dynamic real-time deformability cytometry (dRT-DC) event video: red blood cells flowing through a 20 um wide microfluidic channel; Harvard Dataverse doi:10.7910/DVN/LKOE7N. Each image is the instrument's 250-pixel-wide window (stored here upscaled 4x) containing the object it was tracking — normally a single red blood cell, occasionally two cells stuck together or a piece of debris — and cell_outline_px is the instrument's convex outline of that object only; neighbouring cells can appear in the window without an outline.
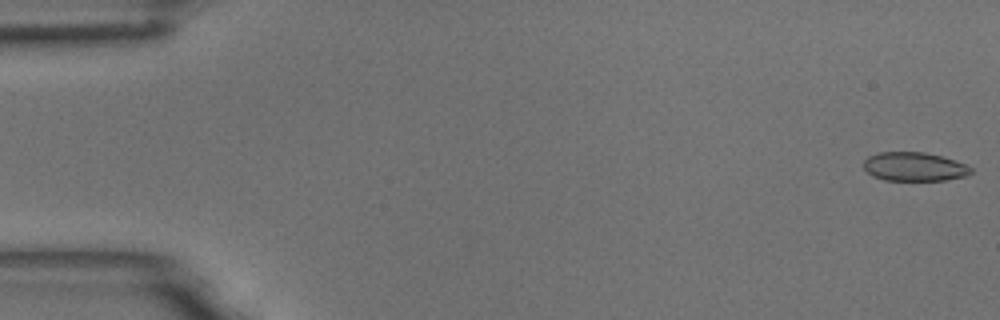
{"species": "common noctule bat (a hibernating species)", "species_latin": "Nyctalus noctula", "temperature_condition": "room temperature", "stored_images_in_passage": 57, "camera_frame_rate_fps": 3000, "um_per_image_px": 0.085, "animal": {"sex": "male", "body_mass_g": 18.8}, "frame": {"image": 1, "passage_image": 1, "time_ms": 0.0, "image_size_px": [1000, 320], "cell_outline_px": [[972, 172], [968, 176], [944, 180], [884, 180], [872, 176], [864, 168], [864, 160], [868, 156], [880, 152], [924, 152], [940, 156], [964, 164], [972, 168]], "centroid_in_image_um": [77.7, 14.17], "position_along_channel_um": 7.3, "area_um2": 17.92}}
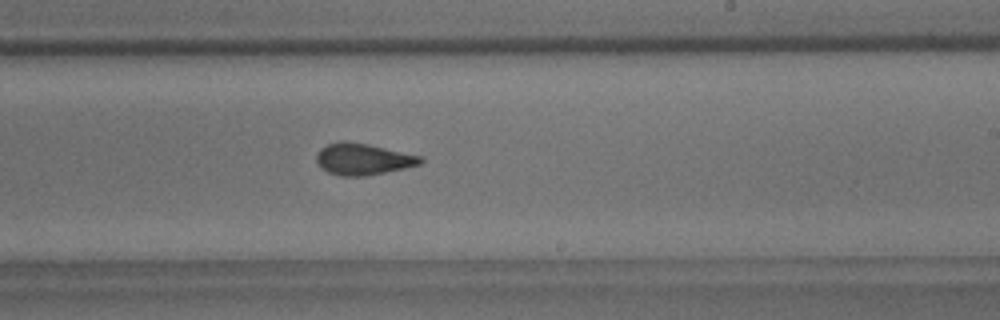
{"frame": {"image": 2, "passage_image": 34, "time_ms": 11.0, "image_size_px": [1000, 320], "cell_outline_px": [[424, 160], [420, 164], [404, 168], [364, 176], [340, 176], [328, 172], [320, 168], [316, 160], [316, 156], [320, 148], [328, 144], [340, 140], [344, 140], [368, 144], [424, 156]], "centroid_in_image_um": [30.85, 13.51], "position_along_channel_um": 258.2, "area_um2": 19.25}}
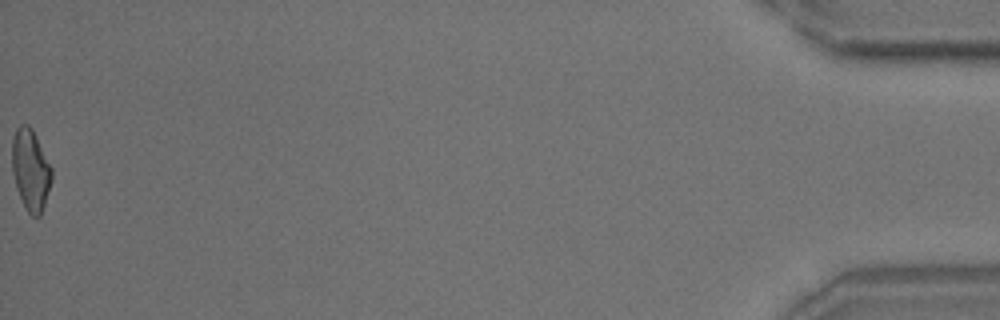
{"frame": {"image": 3, "passage_image": 57, "time_ms": 18.667, "image_size_px": [1000, 320], "cell_outline_px": [[52, 180], [40, 216], [32, 216], [28, 212], [16, 188], [12, 172], [12, 140], [16, 128], [20, 124], [28, 124], [32, 128], [52, 168]], "centroid_in_image_um": [2.59, 14.4], "position_along_channel_um": 432.6, "area_um2": 18.67}, "authors_computed_cell_mechanics": {"area_um2": 19.0162, "velocity_mm_per_s": 3.586, "shape_relaxation_time_tau1_ms": null, "shape_relaxation_time_tau2_ms": 1.2711, "deformation_change_tau1": null, "deformation_change_tau2": 0.0709}}